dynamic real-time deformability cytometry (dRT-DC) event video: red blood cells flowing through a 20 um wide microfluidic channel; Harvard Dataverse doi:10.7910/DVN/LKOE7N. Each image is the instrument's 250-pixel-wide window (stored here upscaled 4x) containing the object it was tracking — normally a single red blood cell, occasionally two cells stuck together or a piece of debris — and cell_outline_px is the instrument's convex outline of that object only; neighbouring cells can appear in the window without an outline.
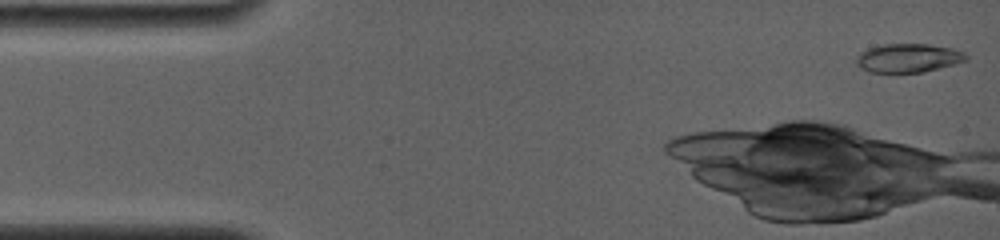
{"species": "common noctule bat (a hibernating species)", "species_latin": "Nyctalus noctula", "temperature_condition": "room temperature", "stored_images_in_passage": 11, "camera_frame_rate_fps": 4000, "um_per_image_px": 0.085, "animal": {"sex": "female", "body_mass_g": 19.0, "forearm_length_mm": 56.7}, "frame": {"image": 1, "passage_image": 1, "time_ms": 0.0, "image_size_px": [1000, 240], "cell_outline_px": [[968, 60], [956, 64], [924, 72], [868, 72], [860, 68], [856, 64], [856, 56], [860, 52], [868, 48], [884, 44], [928, 44], [952, 48], [964, 52], [968, 56]], "centroid_in_image_um": [77.2, 4.93], "position_along_channel_um": 7.8, "area_um2": 18.55}}